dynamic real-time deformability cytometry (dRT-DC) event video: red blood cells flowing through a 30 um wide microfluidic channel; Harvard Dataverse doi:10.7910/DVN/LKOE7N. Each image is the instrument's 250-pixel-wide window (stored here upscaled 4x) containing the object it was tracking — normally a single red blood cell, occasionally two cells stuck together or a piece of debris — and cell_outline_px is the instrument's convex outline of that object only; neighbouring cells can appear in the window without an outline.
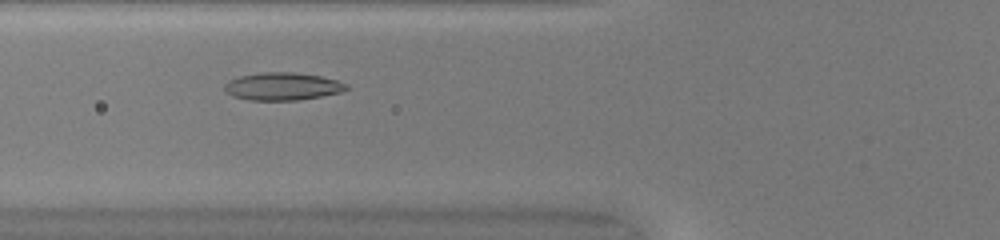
{"species": "common noctule bat (a hibernating species)", "species_latin": "Nyctalus noctula", "temperature_condition": "warm", "stored_images_in_passage": 42, "camera_frame_rate_fps": 3000, "um_per_image_px": 0.085, "animal": {"sex": "female", "body_mass_g": 20.0, "forearm_length_mm": 54.0}, "frame": {"image": 1, "passage_image": 11, "time_ms": 3.333, "image_size_px": [1000, 240], "cell_outline_px": [[348, 88], [340, 92], [320, 96], [296, 100], [248, 100], [232, 96], [224, 88], [224, 84], [228, 80], [240, 76], [264, 72], [292, 72], [320, 76], [336, 80], [348, 84]], "centroid_in_image_um": [23.99, 7.34], "position_along_channel_um": 101.8, "area_um2": 19.48}}
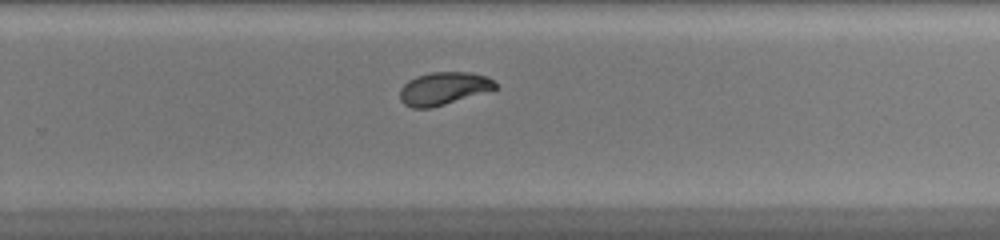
{"frame": {"image": 2, "passage_image": 25, "time_ms": 8.0, "image_size_px": [1000, 240], "cell_outline_px": [[496, 88], [432, 108], [412, 108], [404, 104], [400, 100], [400, 88], [408, 80], [416, 76], [432, 72], [472, 72], [488, 76], [496, 84]], "centroid_in_image_um": [37.66, 7.51], "position_along_channel_um": 292.1, "area_um2": 18.09}}
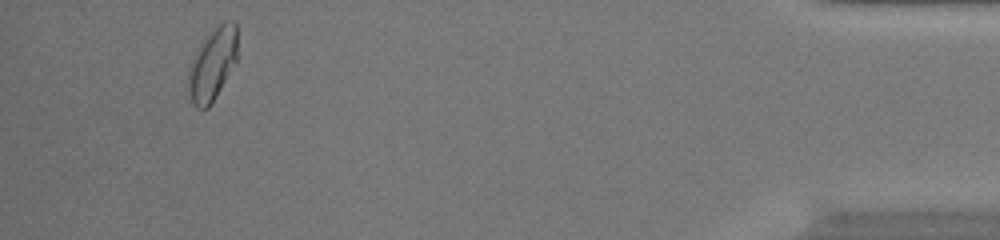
{"frame": {"image": 3, "passage_image": 39, "time_ms": 12.667, "image_size_px": [1000, 240], "cell_outline_px": [[236, 60], [216, 96], [208, 108], [196, 108], [192, 104], [188, 96], [188, 68], [204, 36], [216, 24], [224, 20], [232, 20], [236, 24]], "centroid_in_image_um": [18.03, 5.42], "position_along_channel_um": 417.2, "area_um2": 20.81}, "authors_computed_cell_mechanics": {"area_um2": 18.9584, "velocity_mm_per_s": 4.0793, "shape_relaxation_time_tau1_ms": 6.8121, "shape_relaxation_time_tau2_ms": 1.7011, "deformation_change_tau1": 0.2145, "deformation_change_tau2": 0.0235}}